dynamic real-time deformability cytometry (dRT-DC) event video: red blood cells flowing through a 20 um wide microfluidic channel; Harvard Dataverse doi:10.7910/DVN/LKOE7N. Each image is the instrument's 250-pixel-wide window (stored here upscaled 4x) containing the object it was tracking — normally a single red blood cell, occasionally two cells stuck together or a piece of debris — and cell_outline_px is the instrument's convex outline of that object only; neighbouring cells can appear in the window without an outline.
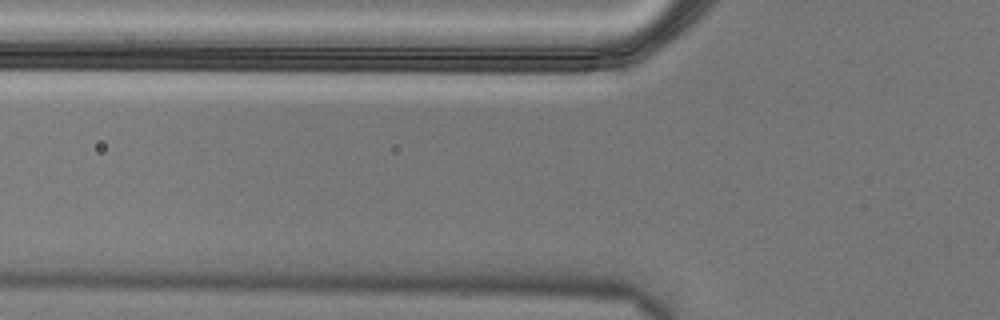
{"species": "Egyptian fruit bat (a non-hibernating species)", "species_latin": "Rousettus aegyptiacus", "temperature_condition": "cold", "stored_images_in_passage": 2, "camera_frame_rate_fps": 3000, "um_per_image_px": 0.085, "animal": {"sex": "male"}, "frame": {"image": 1, "passage_image": 2, "time_ms": 0.333, "image_size_px": [1000, 320], "cell_outline_px": [[628, 52], [612, 68], [588, 72], [464, 72], [476, 68], [600, 48], [620, 48]], "centroid_in_image_um": [47.86, 5.32], "position_along_channel_um": 77.9, "area_um2": 15.72}}